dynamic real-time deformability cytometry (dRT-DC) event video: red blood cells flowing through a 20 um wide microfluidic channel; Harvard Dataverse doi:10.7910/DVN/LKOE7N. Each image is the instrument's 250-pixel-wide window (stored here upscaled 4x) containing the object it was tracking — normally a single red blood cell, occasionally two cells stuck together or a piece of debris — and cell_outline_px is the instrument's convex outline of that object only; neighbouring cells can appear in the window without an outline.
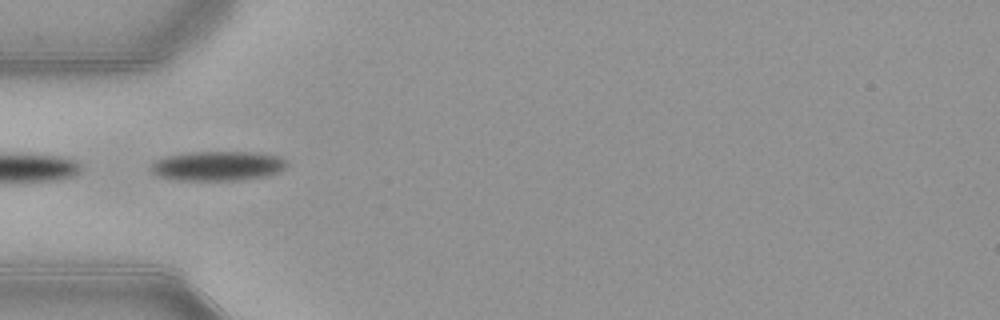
{"species": "common noctule bat (a hibernating species)", "species_latin": "Nyctalus noctula", "temperature_condition": "warm", "stored_images_in_passage": 14, "camera_frame_rate_fps": 3000, "um_per_image_px": 0.085, "animal": {"sex": "female", "body_mass_g": 21.9}, "frame": {"image": 1, "passage_image": 3, "time_ms": 0.667, "image_size_px": [1000, 320], "cell_outline_px": [[288, 164], [280, 172], [268, 176], [236, 180], [176, 180], [156, 176], [148, 168], [156, 160], [168, 156], [192, 152], [256, 152], [280, 156]], "centroid_in_image_um": [18.51, 14.11], "position_along_channel_um": 66.5, "area_um2": 23.52}}